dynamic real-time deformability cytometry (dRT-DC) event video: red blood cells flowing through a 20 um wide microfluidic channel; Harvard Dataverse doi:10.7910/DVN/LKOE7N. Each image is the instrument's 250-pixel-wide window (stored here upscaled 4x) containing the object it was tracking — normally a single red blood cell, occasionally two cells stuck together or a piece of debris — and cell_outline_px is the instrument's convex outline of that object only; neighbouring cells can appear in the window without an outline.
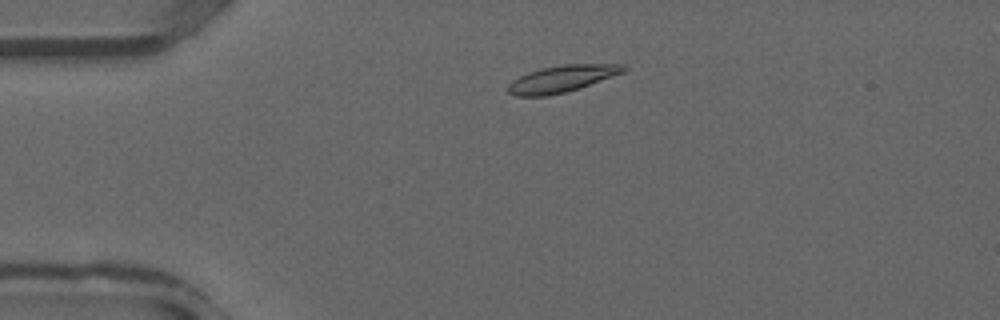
{"species": "common noctule bat (a hibernating species)", "species_latin": "Nyctalus noctula", "temperature_condition": "warm", "stored_images_in_passage": 34, "camera_frame_rate_fps": 3000, "um_per_image_px": 0.085, "animal": {"sex": "male", "forearm_length_mm": 52.5}, "frame": {"image": 1, "passage_image": 5, "time_ms": 1.333, "image_size_px": [1000, 320], "cell_outline_px": [[628, 68], [624, 72], [580, 88], [564, 92], [544, 96], [516, 96], [508, 92], [508, 84], [512, 80], [528, 72], [544, 68], [564, 64], [624, 64]], "centroid_in_image_um": [47.77, 6.69], "position_along_channel_um": 37.2, "area_um2": 17.86}}
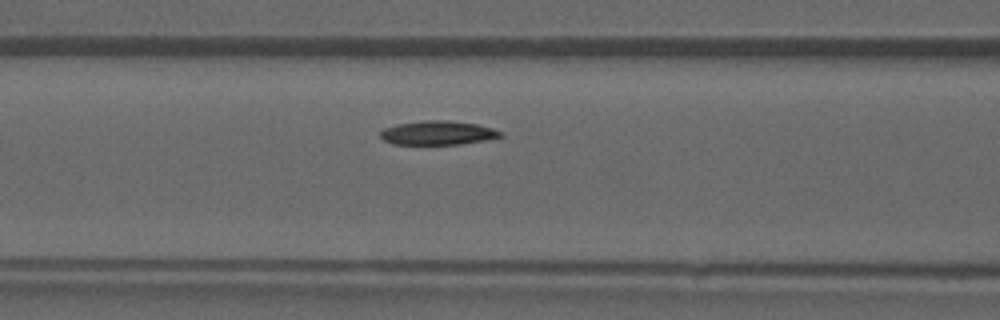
{"frame": {"image": 2, "passage_image": 12, "time_ms": 3.667, "image_size_px": [1000, 320], "cell_outline_px": [[504, 136], [484, 140], [460, 144], [392, 144], [384, 140], [380, 136], [380, 132], [384, 128], [400, 124], [424, 120], [448, 120], [476, 124], [492, 128], [504, 132]], "centroid_in_image_um": [37.24, 11.29], "position_along_channel_um": 129.4, "area_um2": 16.7}}
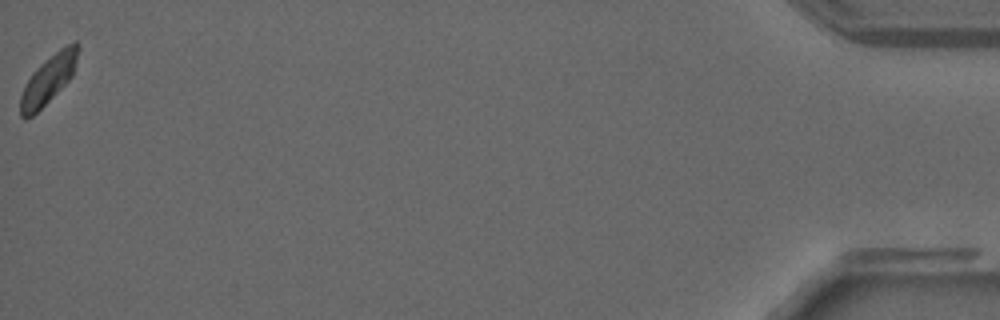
{"frame": {"image": 3, "passage_image": 34, "time_ms": 11.0, "image_size_px": [1000, 320], "cell_outline_px": [[76, 60], [72, 76], [32, 116], [20, 116], [20, 96], [32, 72], [40, 64], [60, 48], [76, 40]], "centroid_in_image_um": [4.07, 6.74], "position_along_channel_um": 431.1, "area_um2": 15.37}}